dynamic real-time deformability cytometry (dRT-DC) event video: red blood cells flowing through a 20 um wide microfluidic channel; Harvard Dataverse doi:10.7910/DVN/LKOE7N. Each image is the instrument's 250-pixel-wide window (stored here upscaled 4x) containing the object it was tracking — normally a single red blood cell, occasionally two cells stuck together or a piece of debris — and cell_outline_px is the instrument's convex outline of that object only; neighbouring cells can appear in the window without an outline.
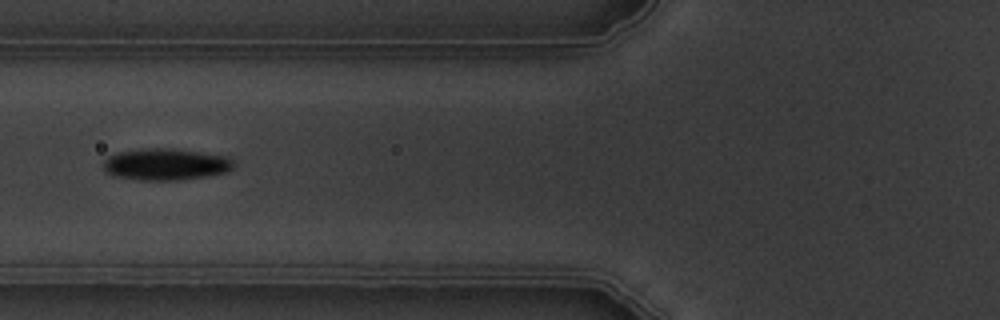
{"species": "common noctule bat (a hibernating species)", "species_latin": "Nyctalus noctula", "temperature_condition": "warm", "stored_images_in_passage": 9, "camera_frame_rate_fps": 3000, "um_per_image_px": 0.085, "animal": {"sex": "male", "body_mass_g": 19.5, "forearm_length_mm": 54.6}, "frame": {"image": 1, "passage_image": 6, "time_ms": 6.0, "image_size_px": [1000, 320], "cell_outline_px": [[232, 168], [224, 172], [204, 176], [180, 180], [140, 180], [116, 176], [108, 172], [104, 168], [104, 160], [108, 156], [116, 152], [144, 148], [172, 148], [228, 156], [232, 160]], "centroid_in_image_um": [14.06, 13.95], "position_along_channel_um": 111.7, "area_um2": 23.87}}
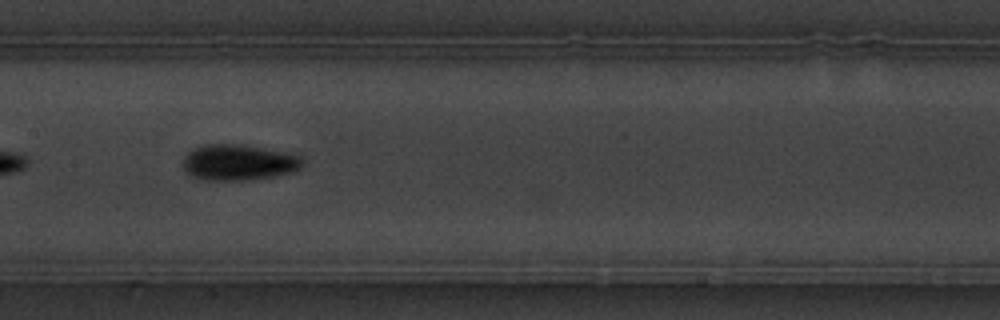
{"frame": {"image": 2, "passage_image": 8, "time_ms": 8.0, "image_size_px": [1000, 320], "cell_outline_px": [[304, 164], [300, 168], [292, 172], [252, 180], [200, 180], [188, 176], [184, 172], [184, 156], [192, 148], [204, 144], [240, 144], [296, 152], [304, 156]], "centroid_in_image_um": [20.32, 13.79], "position_along_channel_um": 187.1, "area_um2": 25.89}}